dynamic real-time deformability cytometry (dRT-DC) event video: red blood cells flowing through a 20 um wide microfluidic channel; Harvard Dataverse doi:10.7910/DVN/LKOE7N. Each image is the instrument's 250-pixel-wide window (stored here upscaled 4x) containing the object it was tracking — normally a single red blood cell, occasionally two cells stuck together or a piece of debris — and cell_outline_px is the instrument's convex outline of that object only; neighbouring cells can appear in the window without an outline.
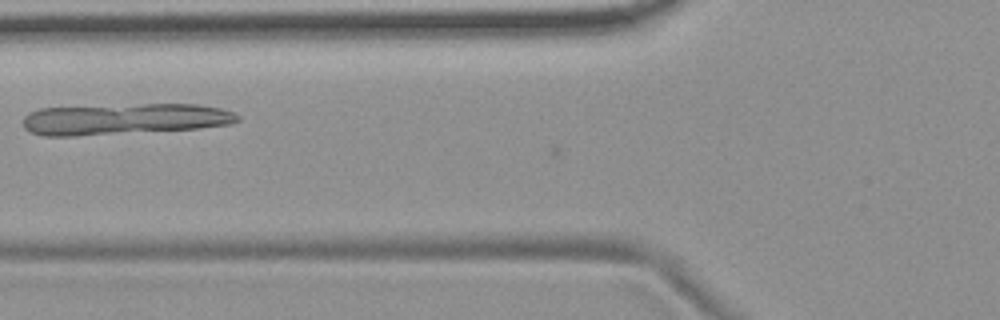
{"species": "common noctule bat (a hibernating species)", "species_latin": "Nyctalus noctula", "temperature_condition": "room temperature", "stored_images_in_passage": 22, "camera_frame_rate_fps": 3000, "um_per_image_px": 0.085, "animal": {"sex": "female", "body_mass_g": 19.9}, "frame": {"image": 1, "passage_image": 21, "time_ms": 6.667, "image_size_px": [1000, 320], "cell_outline_px": [[240, 120], [232, 124], [200, 128], [76, 136], [44, 136], [28, 132], [24, 128], [24, 116], [28, 112], [40, 108], [144, 104], [196, 104], [220, 108], [236, 112], [240, 116]], "centroid_in_image_um": [10.58, 10.12], "position_along_channel_um": 115.2, "area_um2": 39.19}}